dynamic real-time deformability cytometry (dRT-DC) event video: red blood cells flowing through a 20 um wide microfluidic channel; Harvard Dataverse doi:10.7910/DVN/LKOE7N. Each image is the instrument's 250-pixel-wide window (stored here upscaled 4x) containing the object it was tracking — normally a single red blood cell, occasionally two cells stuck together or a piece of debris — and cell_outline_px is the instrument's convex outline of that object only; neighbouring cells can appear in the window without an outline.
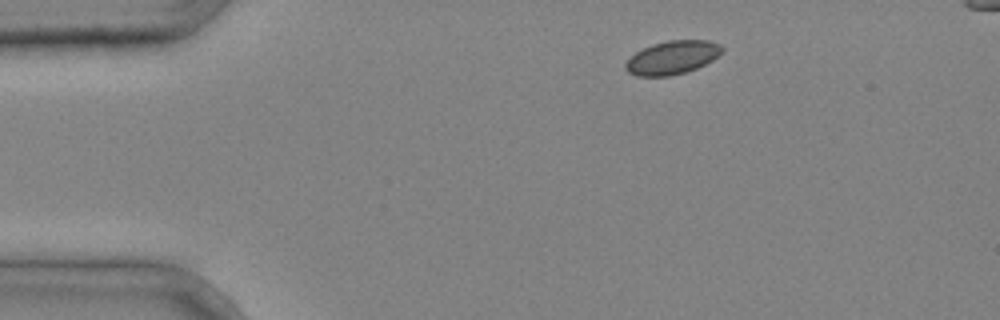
{"species": "common noctule bat (a hibernating species)", "species_latin": "Nyctalus noctula", "temperature_condition": "cold", "stored_images_in_passage": 31, "camera_frame_rate_fps": 3000, "um_per_image_px": 0.085, "animal": {"sex": "male", "body_mass_g": 20.4}, "frame": {"image": 1, "passage_image": 1, "time_ms": 0.0, "image_size_px": [1000, 320], "cell_outline_px": [[724, 48], [712, 60], [696, 68], [684, 72], [668, 76], [636, 76], [628, 72], [624, 68], [624, 64], [636, 52], [652, 44], [668, 40], [708, 40], [720, 44]], "centroid_in_image_um": [57.12, 4.89], "position_along_channel_um": 27.9, "area_um2": 18.61}}
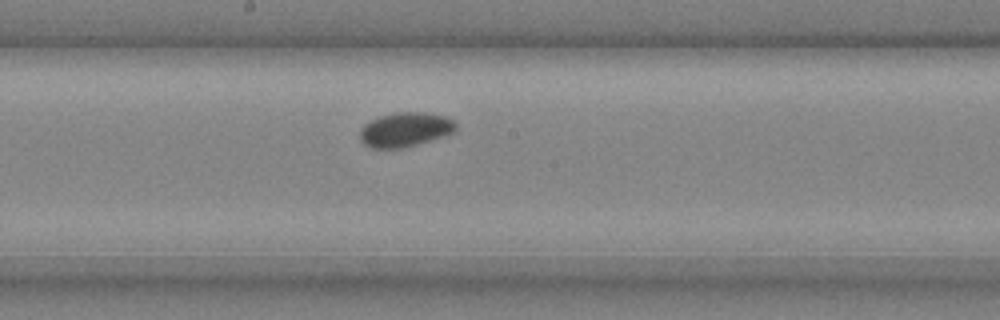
{"frame": {"image": 2, "passage_image": 17, "time_ms": 5.333, "image_size_px": [1000, 320], "cell_outline_px": [[456, 128], [452, 132], [444, 136], [404, 148], [372, 148], [364, 144], [360, 140], [360, 128], [364, 124], [380, 116], [396, 112], [424, 112], [444, 116], [456, 120]], "centroid_in_image_um": [34.44, 11.01], "position_along_channel_um": 213.8, "area_um2": 19.25}}
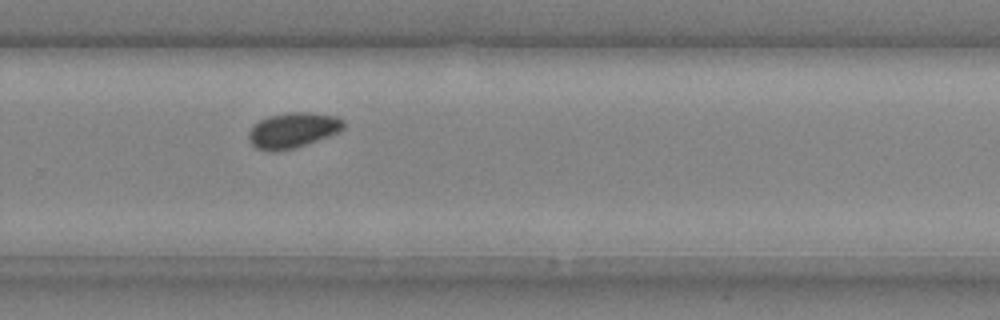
{"frame": {"image": 3, "passage_image": 23, "time_ms": 7.333, "image_size_px": [1000, 320], "cell_outline_px": [[344, 128], [340, 132], [292, 148], [272, 152], [268, 152], [256, 148], [252, 144], [248, 136], [248, 132], [260, 120], [268, 116], [288, 112], [312, 112], [336, 116], [344, 120]], "centroid_in_image_um": [24.9, 11.05], "position_along_channel_um": 304.9, "area_um2": 19.42}}